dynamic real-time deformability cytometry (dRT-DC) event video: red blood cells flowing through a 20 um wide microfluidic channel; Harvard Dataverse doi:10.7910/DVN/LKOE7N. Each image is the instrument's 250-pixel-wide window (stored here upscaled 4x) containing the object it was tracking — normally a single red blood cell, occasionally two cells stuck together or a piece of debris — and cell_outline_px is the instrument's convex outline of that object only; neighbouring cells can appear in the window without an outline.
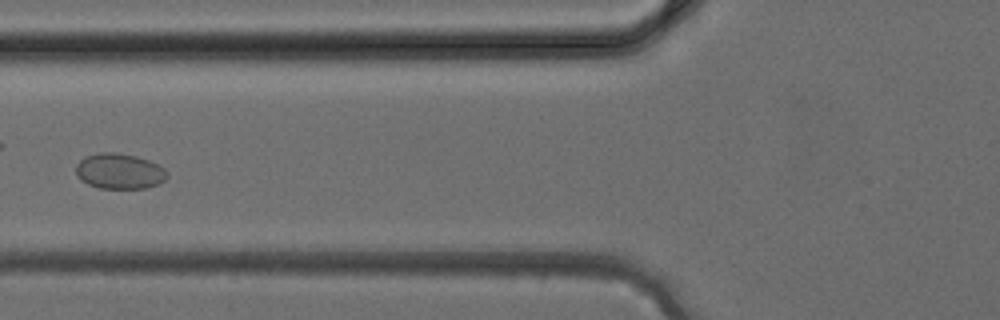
{"species": "common noctule bat (a hibernating species)", "species_latin": "Nyctalus noctula", "temperature_condition": "cold", "stored_images_in_passage": 39, "camera_frame_rate_fps": 3000, "um_per_image_px": 0.085, "animal": {"sex": "female", "body_mass_g": 24.6, "forearm_length_mm": 56.2}, "frame": {"image": 1, "passage_image": 16, "time_ms": 5.0, "image_size_px": [1000, 320], "cell_outline_px": [[168, 176], [164, 180], [156, 184], [144, 188], [100, 188], [88, 184], [80, 180], [76, 172], [76, 164], [84, 156], [100, 152], [116, 152], [136, 156], [148, 160], [164, 168]], "centroid_in_image_um": [10.11, 14.54], "position_along_channel_um": 115.7, "area_um2": 18.79}}
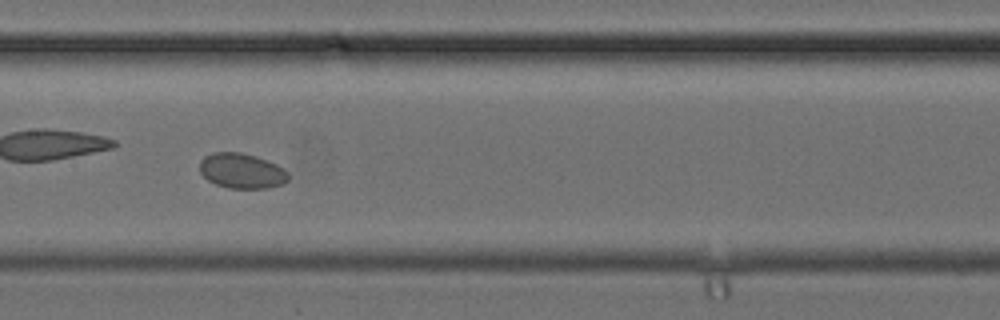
{"frame": {"image": 2, "passage_image": 20, "time_ms": 6.333, "image_size_px": [1000, 320], "cell_outline_px": [[288, 180], [284, 184], [268, 188], [228, 188], [216, 184], [208, 180], [200, 172], [200, 160], [204, 156], [212, 152], [240, 152], [256, 156], [276, 164], [284, 168], [288, 172]], "centroid_in_image_um": [20.55, 14.52], "position_along_channel_um": 186.8, "area_um2": 18.26}}
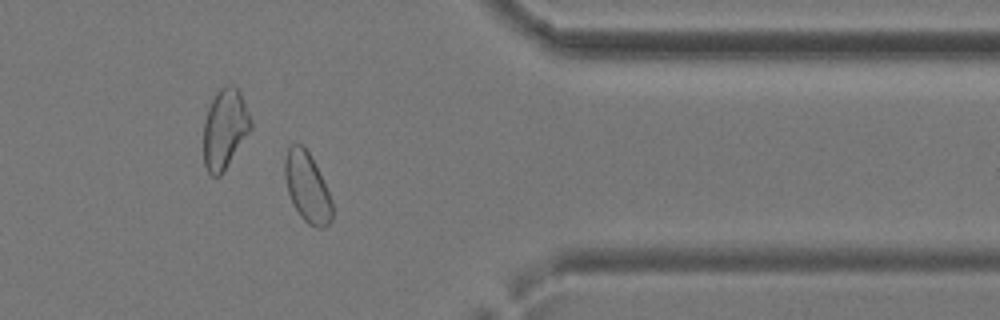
{"frame": {"image": 3, "passage_image": 32, "time_ms": 10.333, "image_size_px": [1000, 320], "cell_outline_px": [[332, 220], [324, 228], [316, 228], [308, 224], [300, 216], [288, 192], [284, 176], [284, 160], [288, 148], [292, 144], [300, 144], [308, 152], [332, 200]], "centroid_in_image_um": [26.1, 15.96], "position_along_channel_um": 385.3, "area_um2": 18.84}}